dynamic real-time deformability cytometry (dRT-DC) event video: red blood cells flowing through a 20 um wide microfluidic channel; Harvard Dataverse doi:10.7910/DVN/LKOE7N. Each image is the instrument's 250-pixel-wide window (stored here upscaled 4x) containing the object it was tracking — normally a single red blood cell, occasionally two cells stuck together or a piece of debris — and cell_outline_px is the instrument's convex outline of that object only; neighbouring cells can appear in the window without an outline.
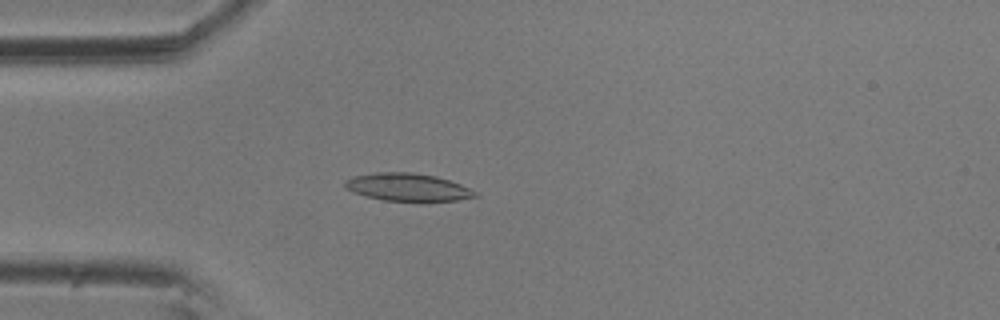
{"species": "common noctule bat (a hibernating species)", "species_latin": "Nyctalus noctula", "temperature_condition": "room temperature", "stored_images_in_passage": 4, "camera_frame_rate_fps": 3000, "um_per_image_px": 0.085, "animal": {"sex": "male", "body_mass_g": 20.5, "forearm_length_mm": 52.5}, "frame": {"image": 1, "passage_image": 4, "time_ms": 1.0, "image_size_px": [1000, 320], "cell_outline_px": [[480, 196], [456, 200], [424, 204], [420, 204], [384, 200], [368, 196], [344, 188], [344, 180], [356, 176], [376, 172], [412, 172], [436, 176], [460, 184], [476, 192]], "centroid_in_image_um": [34.71, 15.95], "position_along_channel_um": 50.3, "area_um2": 21.62}}